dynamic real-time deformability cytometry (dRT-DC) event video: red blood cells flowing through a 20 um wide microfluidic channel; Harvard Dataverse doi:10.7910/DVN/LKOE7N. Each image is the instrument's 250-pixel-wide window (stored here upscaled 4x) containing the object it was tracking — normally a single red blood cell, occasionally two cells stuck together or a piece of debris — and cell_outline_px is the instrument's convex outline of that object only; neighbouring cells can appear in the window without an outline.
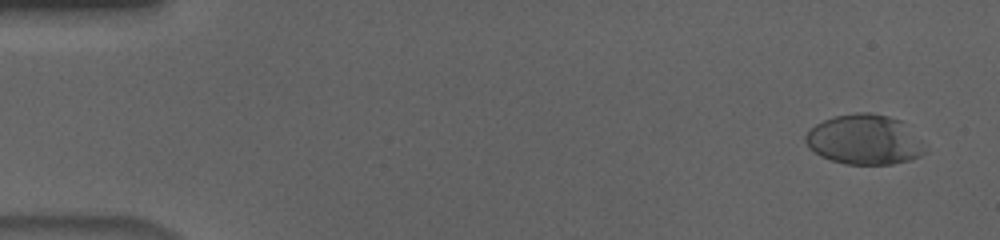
{"species": "human", "species_latin": "Homo sapiens", "temperature_condition": "cold", "stored_images_in_passage": 48, "camera_frame_rate_fps": 3000, "um_per_image_px": 0.085, "donor": {"sex": "male"}, "frame": {"image": 1, "passage_image": 3, "time_ms": 0.667, "image_size_px": [1000, 240], "cell_outline_px": [[924, 152], [920, 156], [908, 160], [892, 164], [844, 164], [820, 156], [808, 148], [804, 140], [804, 136], [816, 124], [824, 120], [836, 116], [856, 112], [872, 112], [888, 116], [900, 120], [920, 140]], "centroid_in_image_um": [73.42, 11.87], "position_along_channel_um": 11.6, "area_um2": 34.45}}